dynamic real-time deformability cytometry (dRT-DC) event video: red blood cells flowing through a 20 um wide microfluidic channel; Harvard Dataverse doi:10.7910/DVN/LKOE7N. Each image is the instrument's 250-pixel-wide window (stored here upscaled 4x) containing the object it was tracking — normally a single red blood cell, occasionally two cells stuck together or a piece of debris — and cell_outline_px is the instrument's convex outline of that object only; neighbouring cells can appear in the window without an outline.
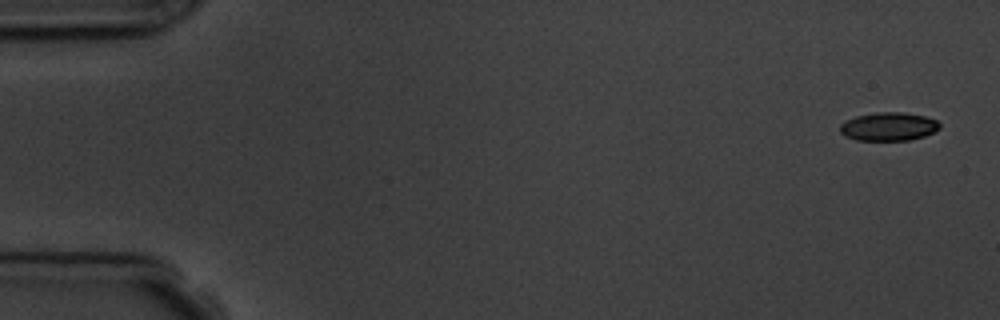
{"species": "common noctule bat (a hibernating species)", "species_latin": "Nyctalus noctula", "temperature_condition": "room temperature", "stored_images_in_passage": 4, "camera_frame_rate_fps": 3000, "um_per_image_px": 0.085, "animal": {"sex": "male", "body_mass_g": 19.5, "forearm_length_mm": 54.6}, "frame": {"image": 1, "passage_image": 1, "time_ms": 0.0, "image_size_px": [1000, 320], "cell_outline_px": [[940, 128], [924, 136], [908, 140], [856, 140], [844, 136], [840, 132], [840, 124], [844, 120], [856, 116], [876, 112], [904, 112], [924, 116], [936, 120], [940, 124]], "centroid_in_image_um": [75.49, 10.75], "position_along_channel_um": 9.5, "area_um2": 16.53}}